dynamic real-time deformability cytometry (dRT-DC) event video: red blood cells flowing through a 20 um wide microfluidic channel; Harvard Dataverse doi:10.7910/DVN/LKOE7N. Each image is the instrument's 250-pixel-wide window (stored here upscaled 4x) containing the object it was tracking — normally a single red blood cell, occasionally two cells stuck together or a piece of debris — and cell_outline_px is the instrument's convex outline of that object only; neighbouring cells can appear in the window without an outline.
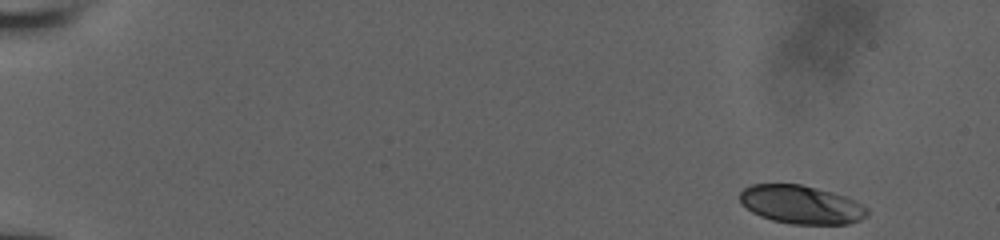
{"species": "human", "species_latin": "Homo sapiens", "temperature_condition": "room temperature", "stored_images_in_passage": 24, "camera_frame_rate_fps": 3000, "um_per_image_px": 0.085, "donor": {"sex": "male"}, "frame": {"image": 1, "passage_image": 1, "time_ms": 0.0, "image_size_px": [1000, 240], "cell_outline_px": [[868, 216], [860, 220], [848, 224], [792, 224], [772, 220], [760, 216], [752, 212], [740, 200], [740, 192], [744, 188], [752, 184], [800, 184], [832, 192], [844, 196], [868, 208]], "centroid_in_image_um": [68.11, 17.4], "position_along_channel_um": 16.9, "area_um2": 28.32}}
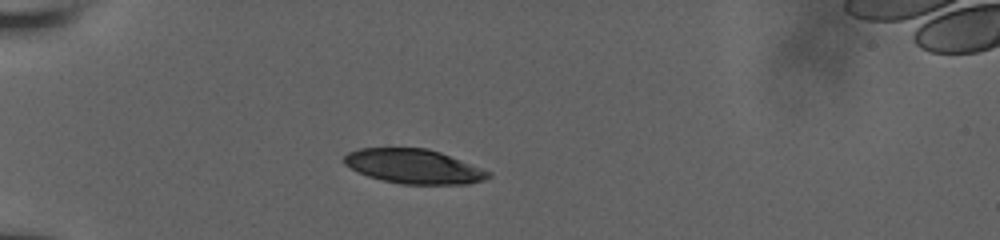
{"frame": {"image": 2, "passage_image": 20, "time_ms": 4.333, "image_size_px": [1000, 240], "cell_outline_px": [[492, 176], [484, 180], [468, 184], [400, 184], [368, 176], [344, 164], [344, 156], [348, 152], [360, 148], [428, 148], [440, 152], [492, 172]], "centroid_in_image_um": [35.2, 14.14], "position_along_channel_um": 49.8, "area_um2": 28.78}}